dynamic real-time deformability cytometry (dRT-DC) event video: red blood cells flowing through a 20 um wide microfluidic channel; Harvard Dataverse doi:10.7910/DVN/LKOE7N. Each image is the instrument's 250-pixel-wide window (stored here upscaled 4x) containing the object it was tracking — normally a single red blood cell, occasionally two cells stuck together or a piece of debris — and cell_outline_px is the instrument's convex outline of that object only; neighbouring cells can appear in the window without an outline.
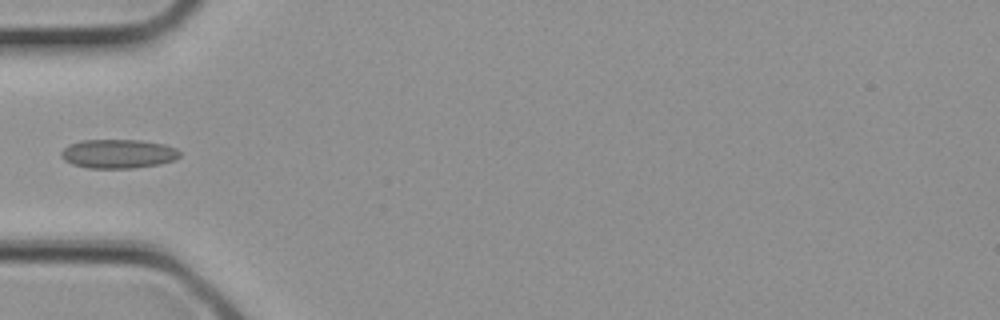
{"species": "common noctule bat (a hibernating species)", "species_latin": "Nyctalus noctula", "temperature_condition": "cold", "stored_images_in_passage": 2, "camera_frame_rate_fps": 3000, "um_per_image_px": 0.085, "animal": {"sex": "female", "body_mass_g": 21.9}, "frame": {"image": 1, "passage_image": 2, "time_ms": 0.333, "image_size_px": [1000, 320], "cell_outline_px": [[180, 156], [176, 160], [160, 164], [132, 168], [88, 168], [72, 164], [64, 160], [60, 156], [60, 152], [68, 144], [80, 140], [140, 140], [164, 144], [176, 148], [180, 152]], "centroid_in_image_um": [10.03, 13.07], "position_along_channel_um": 75.0, "area_um2": 20.23}}